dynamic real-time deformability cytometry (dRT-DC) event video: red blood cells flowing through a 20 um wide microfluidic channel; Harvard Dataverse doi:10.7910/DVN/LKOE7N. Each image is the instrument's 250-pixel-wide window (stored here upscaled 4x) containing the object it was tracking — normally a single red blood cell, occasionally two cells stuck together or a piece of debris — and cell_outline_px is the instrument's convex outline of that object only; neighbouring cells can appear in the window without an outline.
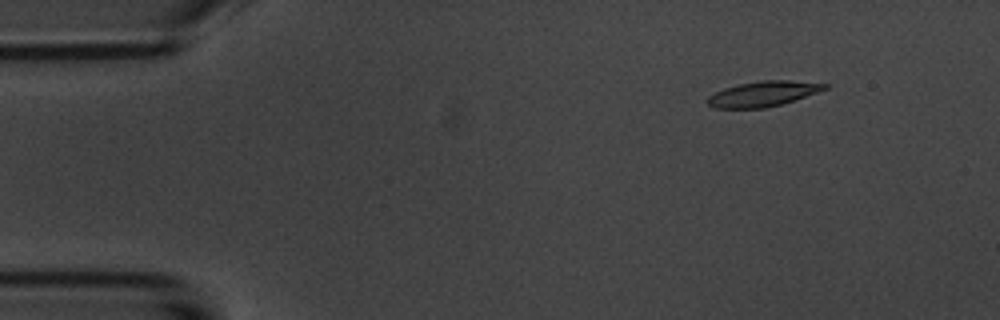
{"species": "common noctule bat (a hibernating species)", "species_latin": "Nyctalus noctula", "temperature_condition": "room temperature", "stored_images_in_passage": 47, "camera_frame_rate_fps": 3000, "um_per_image_px": 0.085, "animal": {"sex": "male", "body_mass_g": 20.1, "forearm_length_mm": 53.5}, "frame": {"image": 1, "passage_image": 1, "time_ms": 0.0, "image_size_px": [1000, 320], "cell_outline_px": [[828, 88], [780, 104], [764, 108], [716, 108], [708, 104], [704, 100], [708, 96], [724, 88], [740, 84], [764, 80], [788, 80], [828, 84]], "centroid_in_image_um": [64.8, 7.97], "position_along_channel_um": 20.2, "area_um2": 16.88}}
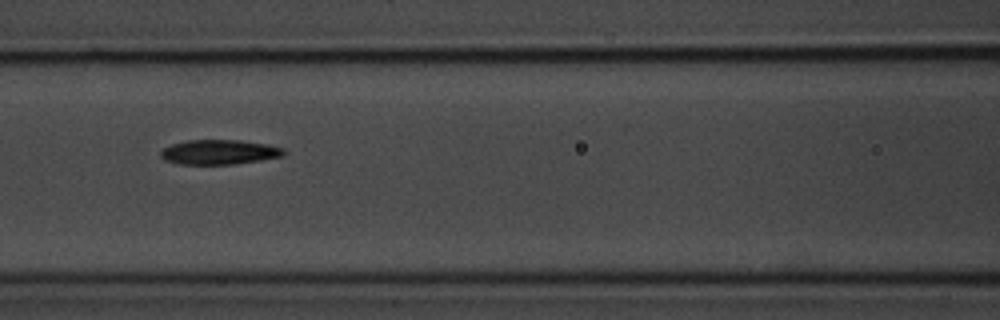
{"frame": {"image": 2, "passage_image": 18, "time_ms": 5.667, "image_size_px": [1000, 320], "cell_outline_px": [[284, 156], [236, 164], [176, 164], [164, 160], [160, 156], [160, 152], [164, 148], [172, 144], [188, 140], [240, 140], [268, 144], [284, 148]], "centroid_in_image_um": [18.63, 12.93], "position_along_channel_um": 148.0, "area_um2": 17.8}}
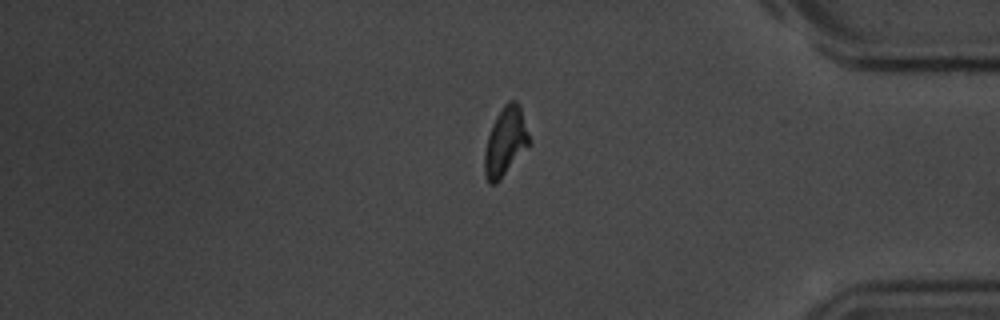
{"frame": {"image": 3, "passage_image": 40, "time_ms": 13.0, "image_size_px": [1000, 320], "cell_outline_px": [[528, 144], [500, 180], [496, 184], [488, 184], [484, 176], [484, 152], [488, 136], [492, 124], [496, 116], [504, 104], [508, 100], [516, 100], [520, 108], [528, 136]], "centroid_in_image_um": [42.89, 12.06], "position_along_channel_um": 392.3, "area_um2": 17.34}}